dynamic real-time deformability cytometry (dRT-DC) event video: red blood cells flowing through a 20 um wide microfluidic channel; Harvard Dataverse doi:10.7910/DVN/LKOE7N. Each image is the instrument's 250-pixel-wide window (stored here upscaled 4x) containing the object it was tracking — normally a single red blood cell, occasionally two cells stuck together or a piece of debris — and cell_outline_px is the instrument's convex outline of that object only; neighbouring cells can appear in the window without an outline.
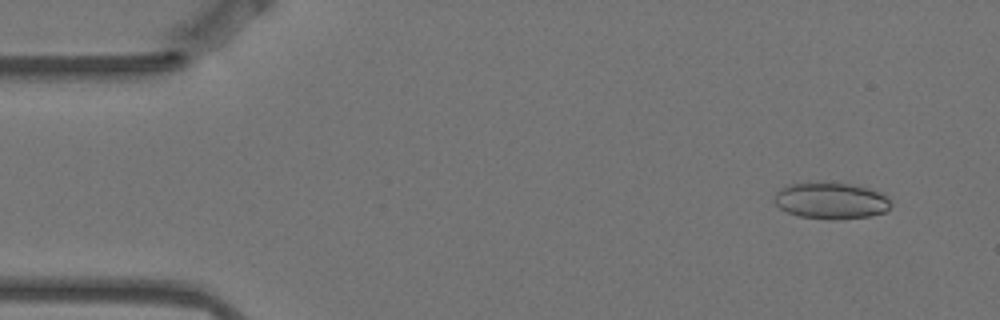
{"species": "Egyptian fruit bat (a non-hibernating species)", "species_latin": "Rousettus aegyptiacus", "temperature_condition": "warm", "stored_images_in_passage": 3, "camera_frame_rate_fps": 3000, "um_per_image_px": 0.085, "animal": {"sex": "female"}, "frame": {"image": 1, "passage_image": 1, "time_ms": 0.0, "image_size_px": [1000, 320], "cell_outline_px": [[892, 204], [884, 212], [872, 216], [836, 220], [828, 220], [800, 216], [788, 212], [780, 208], [772, 200], [776, 192], [780, 188], [792, 184], [848, 184], [868, 188], [884, 196]], "centroid_in_image_um": [70.6, 17.1], "position_along_channel_um": 14.4, "area_um2": 24.22}}